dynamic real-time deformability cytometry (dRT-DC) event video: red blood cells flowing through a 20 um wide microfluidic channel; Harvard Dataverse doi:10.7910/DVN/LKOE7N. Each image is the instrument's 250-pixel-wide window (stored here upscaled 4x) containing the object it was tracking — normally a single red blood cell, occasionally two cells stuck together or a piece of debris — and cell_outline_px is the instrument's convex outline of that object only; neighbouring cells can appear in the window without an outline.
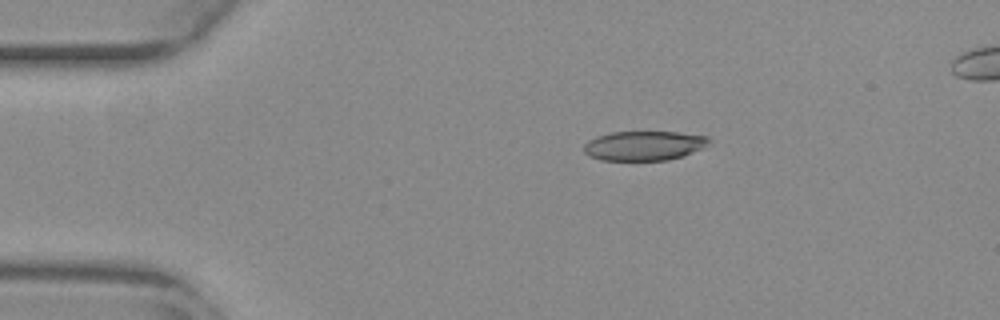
{"species": "common noctule bat (a hibernating species)", "species_latin": "Nyctalus noctula", "temperature_condition": "warm", "stored_images_in_passage": 53, "camera_frame_rate_fps": 3000, "um_per_image_px": 0.085, "animal": {"sex": "female", "body_mass_g": 29.2, "forearm_length_mm": 56.3}, "frame": {"image": 1, "passage_image": 9, "time_ms": 2.667, "image_size_px": [1000, 320], "cell_outline_px": [[712, 140], [708, 144], [684, 156], [668, 160], [600, 160], [588, 156], [584, 152], [584, 144], [588, 140], [596, 136], [612, 132], [676, 132], [708, 136]], "centroid_in_image_um": [54.72, 12.38], "position_along_channel_um": 30.3, "area_um2": 21.56}}
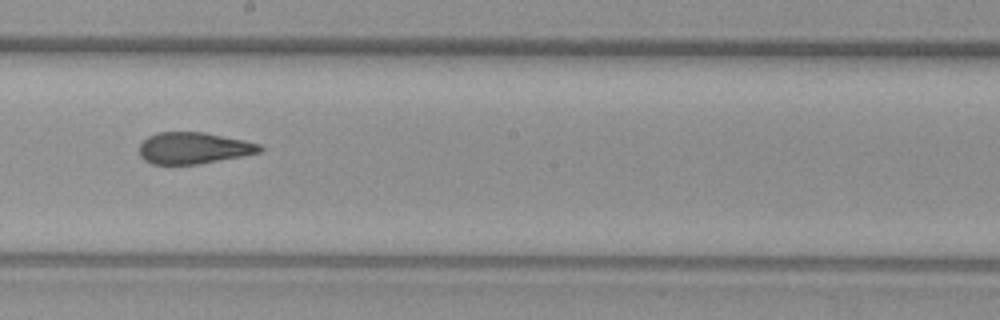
{"frame": {"image": 2, "passage_image": 29, "time_ms": 9.333, "image_size_px": [1000, 320], "cell_outline_px": [[264, 148], [260, 152], [240, 156], [196, 164], [152, 164], [144, 160], [140, 156], [140, 144], [148, 136], [156, 132], [204, 132], [244, 140], [260, 144]], "centroid_in_image_um": [16.43, 12.57], "position_along_channel_um": 231.8, "area_um2": 21.96}}
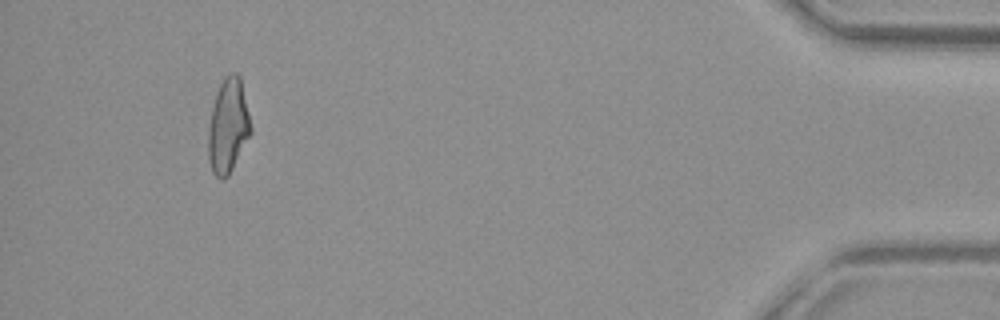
{"frame": {"image": 3, "passage_image": 49, "time_ms": 16.0, "image_size_px": [1000, 320], "cell_outline_px": [[252, 132], [228, 176], [224, 180], [220, 180], [212, 172], [208, 160], [208, 132], [212, 108], [216, 92], [224, 76], [228, 72], [236, 72], [240, 76], [252, 128]], "centroid_in_image_um": [19.38, 10.71], "position_along_channel_um": 415.8, "area_um2": 23.52}}